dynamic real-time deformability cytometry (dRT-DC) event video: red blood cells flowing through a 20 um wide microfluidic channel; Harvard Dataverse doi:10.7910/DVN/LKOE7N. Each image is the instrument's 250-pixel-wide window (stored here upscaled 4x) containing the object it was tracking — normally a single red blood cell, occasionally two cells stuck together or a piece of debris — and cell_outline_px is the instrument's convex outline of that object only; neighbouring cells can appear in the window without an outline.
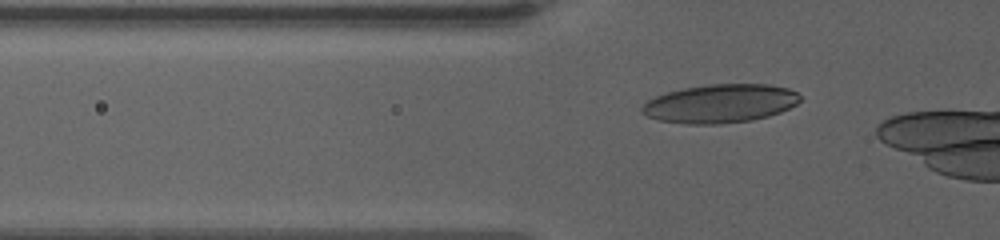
{"species": "human", "species_latin": "Homo sapiens", "temperature_condition": "warm", "stored_images_in_passage": 38, "camera_frame_rate_fps": 3000, "um_per_image_px": 0.085, "donor": {"sex": "female"}, "frame": {"image": 1, "passage_image": 23, "time_ms": 7.333, "image_size_px": [1000, 240], "cell_outline_px": [[800, 100], [796, 104], [780, 112], [768, 116], [752, 120], [720, 124], [688, 124], [660, 120], [648, 116], [640, 112], [640, 108], [648, 100], [656, 96], [668, 92], [684, 88], [708, 84], [768, 84], [788, 88], [796, 92], [800, 96]], "centroid_in_image_um": [61.22, 8.8], "position_along_channel_um": 64.6, "area_um2": 35.43}}
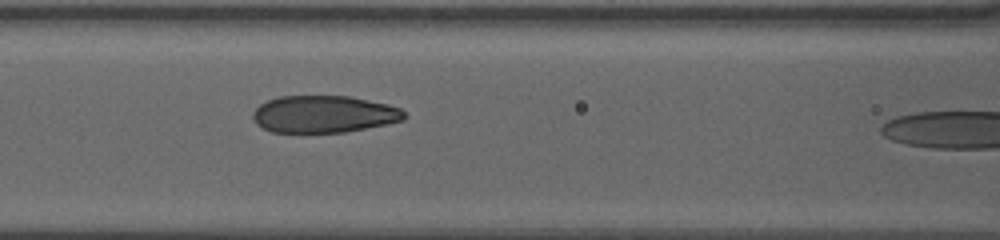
{"frame": {"image": 2, "passage_image": 30, "time_ms": 9.667, "image_size_px": [1000, 240], "cell_outline_px": [[408, 116], [404, 120], [388, 124], [344, 132], [272, 132], [256, 124], [252, 116], [252, 112], [260, 104], [268, 100], [280, 96], [348, 96], [388, 104], [400, 108]], "centroid_in_image_um": [27.54, 9.7], "position_along_channel_um": 139.1, "area_um2": 32.77}}
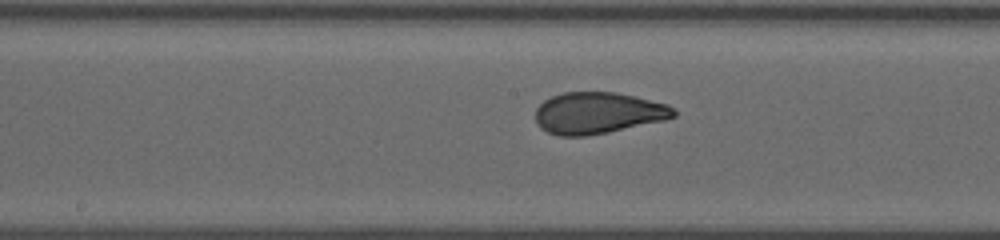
{"frame": {"image": 3, "passage_image": 35, "time_ms": 11.333, "image_size_px": [1000, 240], "cell_outline_px": [[676, 116], [664, 120], [608, 132], [584, 136], [560, 136], [548, 132], [540, 128], [536, 120], [536, 108], [544, 100], [552, 96], [564, 92], [616, 92], [636, 96], [668, 104], [676, 108]], "centroid_in_image_um": [50.84, 9.59], "position_along_channel_um": 197.4, "area_um2": 33.52}}